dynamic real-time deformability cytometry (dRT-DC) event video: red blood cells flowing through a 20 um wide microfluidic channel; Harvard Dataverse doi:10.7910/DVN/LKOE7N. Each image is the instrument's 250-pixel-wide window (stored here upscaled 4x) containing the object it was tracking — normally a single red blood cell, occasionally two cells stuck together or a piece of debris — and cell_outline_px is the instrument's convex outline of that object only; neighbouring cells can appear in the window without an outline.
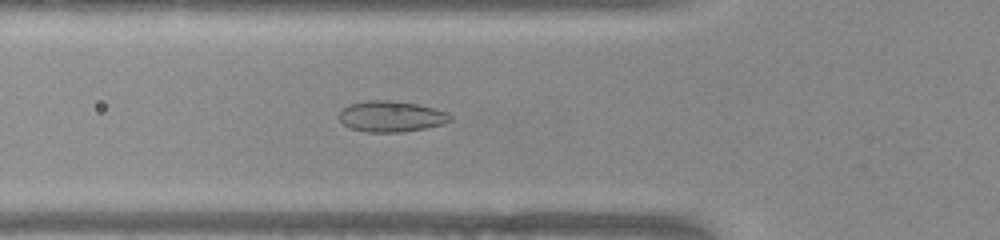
{"species": "common noctule bat (a hibernating species)", "species_latin": "Nyctalus noctula", "temperature_condition": "warm", "stored_images_in_passage": 24, "camera_frame_rate_fps": 3000, "um_per_image_px": 0.085, "animal": {"sex": "female", "body_mass_g": 22.0, "forearm_length_mm": 56.7}, "frame": {"image": 1, "passage_image": 5, "time_ms": 1.333, "image_size_px": [1000, 240], "cell_outline_px": [[452, 120], [444, 124], [428, 128], [404, 132], [364, 132], [348, 128], [340, 120], [340, 108], [348, 104], [368, 100], [392, 100], [416, 104], [448, 112], [452, 116]], "centroid_in_image_um": [33.24, 9.9], "position_along_channel_um": 92.6, "area_um2": 20.35}}
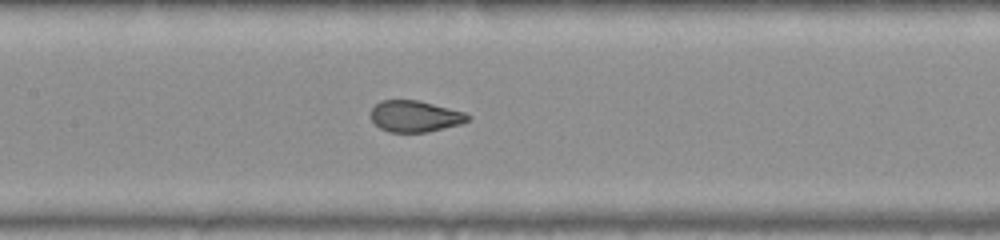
{"frame": {"image": 2, "passage_image": 11, "time_ms": 3.333, "image_size_px": [1000, 240], "cell_outline_px": [[472, 116], [468, 120], [460, 124], [428, 132], [388, 132], [380, 128], [372, 120], [372, 108], [376, 104], [384, 100], [416, 100], [464, 112]], "centroid_in_image_um": [35.28, 9.89], "position_along_channel_um": 172.1, "area_um2": 17.46}}
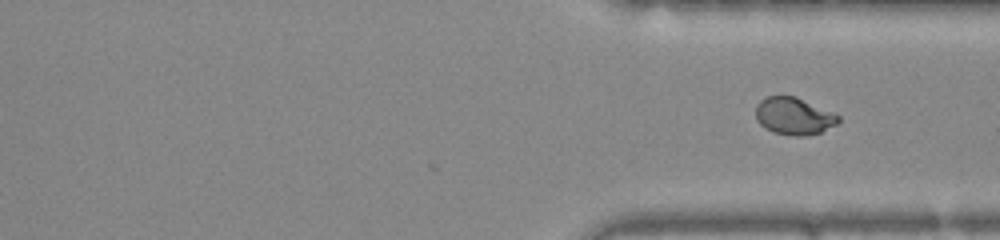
{"frame": {"image": 3, "passage_image": 24, "time_ms": 7.667, "image_size_px": [1000, 240], "cell_outline_px": [[840, 120], [836, 124], [820, 132], [804, 136], [792, 136], [772, 132], [764, 128], [756, 120], [756, 104], [760, 100], [768, 96], [796, 96], [836, 112], [840, 116]], "centroid_in_image_um": [67.49, 9.86], "position_along_channel_um": 343.9, "area_um2": 18.26}}